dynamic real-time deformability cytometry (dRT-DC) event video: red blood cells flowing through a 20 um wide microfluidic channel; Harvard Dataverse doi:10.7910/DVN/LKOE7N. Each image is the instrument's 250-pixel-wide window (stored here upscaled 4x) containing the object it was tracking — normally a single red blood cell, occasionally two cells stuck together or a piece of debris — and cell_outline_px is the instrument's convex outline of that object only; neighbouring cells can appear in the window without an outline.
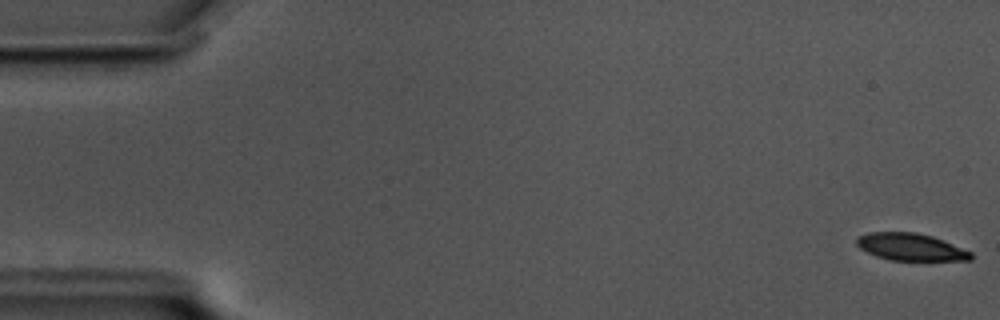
{"species": "common noctule bat (a hibernating species)", "species_latin": "Nyctalus noctula", "temperature_condition": "cold", "stored_images_in_passage": 58, "camera_frame_rate_fps": 3000, "um_per_image_px": 0.085, "animal": {"sex": "male", "body_mass_g": 17.5, "forearm_length_mm": 52.3}, "frame": {"image": 1, "passage_image": 1, "time_ms": 0.0, "image_size_px": [1000, 320], "cell_outline_px": [[972, 260], [892, 260], [876, 256], [860, 248], [856, 244], [856, 236], [868, 232], [916, 232], [932, 236], [972, 252]], "centroid_in_image_um": [77.38, 20.98], "position_along_channel_um": 7.6, "area_um2": 18.03}}
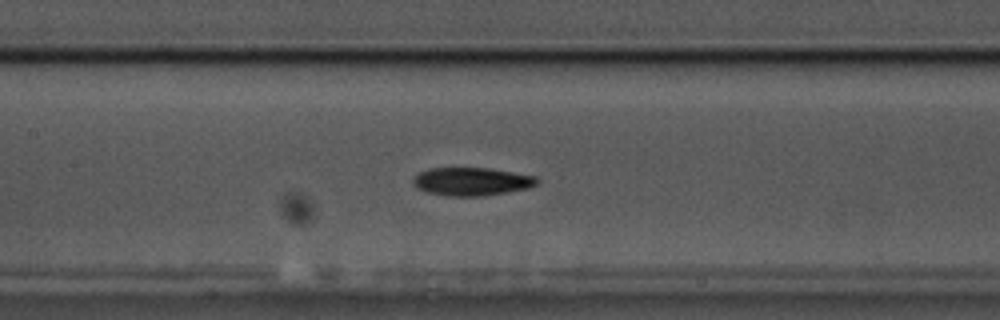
{"frame": {"image": 2, "passage_image": 27, "time_ms": 8.667, "image_size_px": [1000, 320], "cell_outline_px": [[540, 184], [528, 188], [508, 192], [484, 196], [448, 196], [424, 192], [416, 188], [412, 184], [412, 180], [416, 172], [428, 168], [488, 168], [536, 176], [540, 180]], "centroid_in_image_um": [40.06, 15.43], "position_along_channel_um": 167.3, "area_um2": 20.75}}
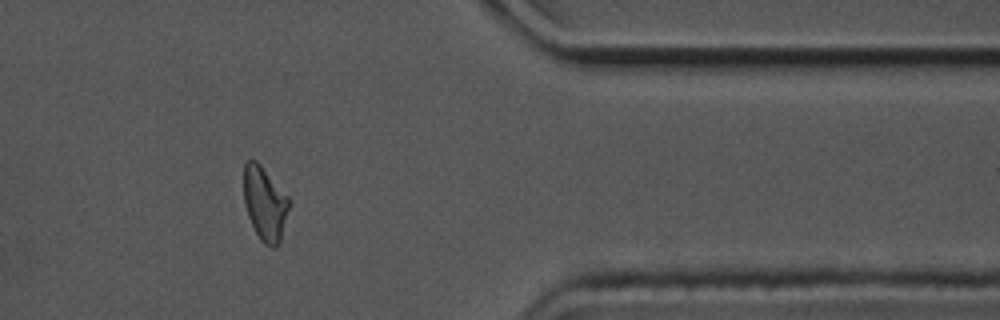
{"frame": {"image": 3, "passage_image": 48, "time_ms": 15.667, "image_size_px": [1000, 320], "cell_outline_px": [[292, 200], [280, 244], [276, 248], [272, 248], [264, 244], [260, 240], [248, 216], [244, 204], [244, 164], [248, 160], [256, 160], [260, 164]], "centroid_in_image_um": [22.55, 17.33], "position_along_channel_um": 388.9, "area_um2": 19.88}, "authors_computed_cell_mechanics": {"area_um2": 19.9988, "velocity_mm_per_s": 3.458, "shape_relaxation_time_tau1_ms": 3.0385, "shape_relaxation_time_tau2_ms": 5.1662, "deformation_change_tau1": 0.1382, "deformation_change_tau2": 0.1368}}